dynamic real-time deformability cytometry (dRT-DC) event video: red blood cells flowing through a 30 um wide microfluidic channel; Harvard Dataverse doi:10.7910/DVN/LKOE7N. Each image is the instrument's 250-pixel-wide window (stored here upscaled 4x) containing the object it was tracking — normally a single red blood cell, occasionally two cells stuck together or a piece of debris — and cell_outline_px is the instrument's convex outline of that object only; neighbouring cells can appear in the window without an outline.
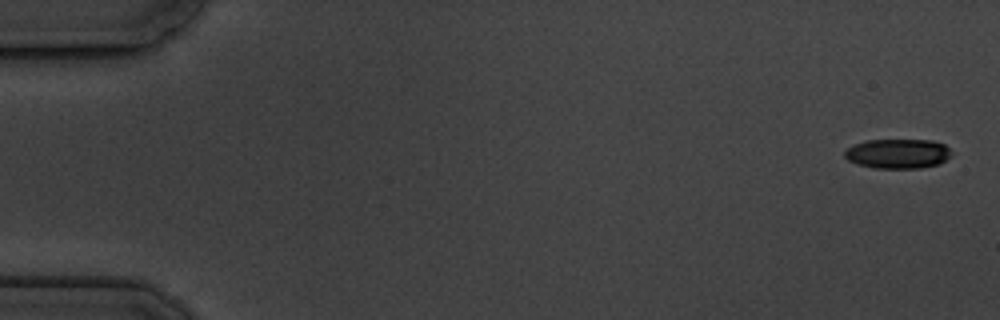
{"species": "common noctule bat (a hibernating species)", "species_latin": "Nyctalus noctula", "temperature_condition": "cold", "stored_images_in_passage": 3, "camera_frame_rate_fps": 3000, "um_per_image_px": 0.085, "animal": {"sex": "male", "body_mass_g": 19.5, "forearm_length_mm": 54.6}, "frame": {"image": 1, "passage_image": 1, "time_ms": 0.0, "image_size_px": [1000, 320], "cell_outline_px": [[952, 152], [940, 164], [920, 168], [872, 168], [856, 164], [848, 160], [844, 156], [844, 152], [848, 148], [856, 144], [868, 140], [932, 140], [944, 144]], "centroid_in_image_um": [76.3, 13.07], "position_along_channel_um": 8.7, "area_um2": 18.38}}